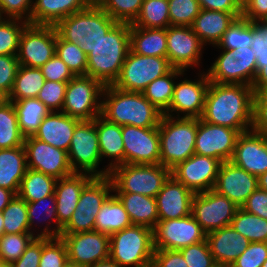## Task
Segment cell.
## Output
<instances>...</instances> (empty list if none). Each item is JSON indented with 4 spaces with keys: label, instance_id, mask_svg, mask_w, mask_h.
<instances>
[{
    "label": "cell",
    "instance_id": "cell-1",
    "mask_svg": "<svg viewBox=\"0 0 267 267\" xmlns=\"http://www.w3.org/2000/svg\"><path fill=\"white\" fill-rule=\"evenodd\" d=\"M252 86L210 82L201 120L236 129L239 133L252 128Z\"/></svg>",
    "mask_w": 267,
    "mask_h": 267
},
{
    "label": "cell",
    "instance_id": "cell-2",
    "mask_svg": "<svg viewBox=\"0 0 267 267\" xmlns=\"http://www.w3.org/2000/svg\"><path fill=\"white\" fill-rule=\"evenodd\" d=\"M101 116L111 123L140 128L158 127L163 112L142 92L122 91L106 85L102 92Z\"/></svg>",
    "mask_w": 267,
    "mask_h": 267
},
{
    "label": "cell",
    "instance_id": "cell-3",
    "mask_svg": "<svg viewBox=\"0 0 267 267\" xmlns=\"http://www.w3.org/2000/svg\"><path fill=\"white\" fill-rule=\"evenodd\" d=\"M130 50V24L116 23L87 54V73L104 86L118 79Z\"/></svg>",
    "mask_w": 267,
    "mask_h": 267
},
{
    "label": "cell",
    "instance_id": "cell-4",
    "mask_svg": "<svg viewBox=\"0 0 267 267\" xmlns=\"http://www.w3.org/2000/svg\"><path fill=\"white\" fill-rule=\"evenodd\" d=\"M116 23L93 1L85 10L59 21L55 28L63 40L76 43L87 55Z\"/></svg>",
    "mask_w": 267,
    "mask_h": 267
},
{
    "label": "cell",
    "instance_id": "cell-5",
    "mask_svg": "<svg viewBox=\"0 0 267 267\" xmlns=\"http://www.w3.org/2000/svg\"><path fill=\"white\" fill-rule=\"evenodd\" d=\"M160 164L172 169L195 154L197 118L163 114L158 125Z\"/></svg>",
    "mask_w": 267,
    "mask_h": 267
},
{
    "label": "cell",
    "instance_id": "cell-6",
    "mask_svg": "<svg viewBox=\"0 0 267 267\" xmlns=\"http://www.w3.org/2000/svg\"><path fill=\"white\" fill-rule=\"evenodd\" d=\"M153 230L136 224L110 235V255L120 267H151Z\"/></svg>",
    "mask_w": 267,
    "mask_h": 267
},
{
    "label": "cell",
    "instance_id": "cell-7",
    "mask_svg": "<svg viewBox=\"0 0 267 267\" xmlns=\"http://www.w3.org/2000/svg\"><path fill=\"white\" fill-rule=\"evenodd\" d=\"M113 193H138L156 197L171 176L161 164H122L110 171Z\"/></svg>",
    "mask_w": 267,
    "mask_h": 267
},
{
    "label": "cell",
    "instance_id": "cell-8",
    "mask_svg": "<svg viewBox=\"0 0 267 267\" xmlns=\"http://www.w3.org/2000/svg\"><path fill=\"white\" fill-rule=\"evenodd\" d=\"M68 154L69 165L73 173H87L93 177H105L110 171L99 168L101 160L95 119L81 121L74 130Z\"/></svg>",
    "mask_w": 267,
    "mask_h": 267
},
{
    "label": "cell",
    "instance_id": "cell-9",
    "mask_svg": "<svg viewBox=\"0 0 267 267\" xmlns=\"http://www.w3.org/2000/svg\"><path fill=\"white\" fill-rule=\"evenodd\" d=\"M112 192L110 176L93 177L82 189L76 210L62 228L61 234L93 231L97 214Z\"/></svg>",
    "mask_w": 267,
    "mask_h": 267
},
{
    "label": "cell",
    "instance_id": "cell-10",
    "mask_svg": "<svg viewBox=\"0 0 267 267\" xmlns=\"http://www.w3.org/2000/svg\"><path fill=\"white\" fill-rule=\"evenodd\" d=\"M104 87L90 76H74L67 83L61 112L80 121L94 120L101 115Z\"/></svg>",
    "mask_w": 267,
    "mask_h": 267
},
{
    "label": "cell",
    "instance_id": "cell-11",
    "mask_svg": "<svg viewBox=\"0 0 267 267\" xmlns=\"http://www.w3.org/2000/svg\"><path fill=\"white\" fill-rule=\"evenodd\" d=\"M172 68L167 58L142 56L129 50L113 86L122 91L142 92L149 83L167 74Z\"/></svg>",
    "mask_w": 267,
    "mask_h": 267
},
{
    "label": "cell",
    "instance_id": "cell-12",
    "mask_svg": "<svg viewBox=\"0 0 267 267\" xmlns=\"http://www.w3.org/2000/svg\"><path fill=\"white\" fill-rule=\"evenodd\" d=\"M57 31L52 25L28 23L19 39L17 59L20 65L40 68L56 51Z\"/></svg>",
    "mask_w": 267,
    "mask_h": 267
},
{
    "label": "cell",
    "instance_id": "cell-13",
    "mask_svg": "<svg viewBox=\"0 0 267 267\" xmlns=\"http://www.w3.org/2000/svg\"><path fill=\"white\" fill-rule=\"evenodd\" d=\"M239 207L211 189L195 193L192 200L191 214L202 230L208 234L217 229L230 226Z\"/></svg>",
    "mask_w": 267,
    "mask_h": 267
},
{
    "label": "cell",
    "instance_id": "cell-14",
    "mask_svg": "<svg viewBox=\"0 0 267 267\" xmlns=\"http://www.w3.org/2000/svg\"><path fill=\"white\" fill-rule=\"evenodd\" d=\"M206 240V233L192 214L170 220H158L153 229L154 250H180Z\"/></svg>",
    "mask_w": 267,
    "mask_h": 267
},
{
    "label": "cell",
    "instance_id": "cell-15",
    "mask_svg": "<svg viewBox=\"0 0 267 267\" xmlns=\"http://www.w3.org/2000/svg\"><path fill=\"white\" fill-rule=\"evenodd\" d=\"M239 132L230 127L214 125L197 118L195 154L231 161Z\"/></svg>",
    "mask_w": 267,
    "mask_h": 267
},
{
    "label": "cell",
    "instance_id": "cell-16",
    "mask_svg": "<svg viewBox=\"0 0 267 267\" xmlns=\"http://www.w3.org/2000/svg\"><path fill=\"white\" fill-rule=\"evenodd\" d=\"M65 242L69 263L90 266L109 258L110 236L96 230L74 234H61Z\"/></svg>",
    "mask_w": 267,
    "mask_h": 267
},
{
    "label": "cell",
    "instance_id": "cell-17",
    "mask_svg": "<svg viewBox=\"0 0 267 267\" xmlns=\"http://www.w3.org/2000/svg\"><path fill=\"white\" fill-rule=\"evenodd\" d=\"M124 164H160L158 127L122 126Z\"/></svg>",
    "mask_w": 267,
    "mask_h": 267
},
{
    "label": "cell",
    "instance_id": "cell-18",
    "mask_svg": "<svg viewBox=\"0 0 267 267\" xmlns=\"http://www.w3.org/2000/svg\"><path fill=\"white\" fill-rule=\"evenodd\" d=\"M28 169L61 179L73 174L69 165L68 154L33 136L24 138Z\"/></svg>",
    "mask_w": 267,
    "mask_h": 267
},
{
    "label": "cell",
    "instance_id": "cell-19",
    "mask_svg": "<svg viewBox=\"0 0 267 267\" xmlns=\"http://www.w3.org/2000/svg\"><path fill=\"white\" fill-rule=\"evenodd\" d=\"M221 161L198 154L178 163L171 169V175L194 193L214 188Z\"/></svg>",
    "mask_w": 267,
    "mask_h": 267
},
{
    "label": "cell",
    "instance_id": "cell-20",
    "mask_svg": "<svg viewBox=\"0 0 267 267\" xmlns=\"http://www.w3.org/2000/svg\"><path fill=\"white\" fill-rule=\"evenodd\" d=\"M204 46L191 26L167 27V59L173 68L187 71L200 66Z\"/></svg>",
    "mask_w": 267,
    "mask_h": 267
},
{
    "label": "cell",
    "instance_id": "cell-21",
    "mask_svg": "<svg viewBox=\"0 0 267 267\" xmlns=\"http://www.w3.org/2000/svg\"><path fill=\"white\" fill-rule=\"evenodd\" d=\"M198 77L194 81L184 78L179 83H175L172 102L163 114L174 115V117L201 118L210 81L205 71L200 72ZM173 112L177 115L175 116Z\"/></svg>",
    "mask_w": 267,
    "mask_h": 267
},
{
    "label": "cell",
    "instance_id": "cell-22",
    "mask_svg": "<svg viewBox=\"0 0 267 267\" xmlns=\"http://www.w3.org/2000/svg\"><path fill=\"white\" fill-rule=\"evenodd\" d=\"M258 188L257 176L248 173L231 161L222 162L213 190L226 196L238 207Z\"/></svg>",
    "mask_w": 267,
    "mask_h": 267
},
{
    "label": "cell",
    "instance_id": "cell-23",
    "mask_svg": "<svg viewBox=\"0 0 267 267\" xmlns=\"http://www.w3.org/2000/svg\"><path fill=\"white\" fill-rule=\"evenodd\" d=\"M231 162L257 177L265 173L267 171V136L252 129L240 133Z\"/></svg>",
    "mask_w": 267,
    "mask_h": 267
},
{
    "label": "cell",
    "instance_id": "cell-24",
    "mask_svg": "<svg viewBox=\"0 0 267 267\" xmlns=\"http://www.w3.org/2000/svg\"><path fill=\"white\" fill-rule=\"evenodd\" d=\"M194 195V192L171 175L155 197L159 220L179 219L190 215Z\"/></svg>",
    "mask_w": 267,
    "mask_h": 267
},
{
    "label": "cell",
    "instance_id": "cell-25",
    "mask_svg": "<svg viewBox=\"0 0 267 267\" xmlns=\"http://www.w3.org/2000/svg\"><path fill=\"white\" fill-rule=\"evenodd\" d=\"M206 240L215 263L228 267L248 247L250 241L231 226L206 234Z\"/></svg>",
    "mask_w": 267,
    "mask_h": 267
},
{
    "label": "cell",
    "instance_id": "cell-26",
    "mask_svg": "<svg viewBox=\"0 0 267 267\" xmlns=\"http://www.w3.org/2000/svg\"><path fill=\"white\" fill-rule=\"evenodd\" d=\"M92 178L93 176L87 173H73L57 179L54 195L58 223L62 228L69 222L78 205L82 189Z\"/></svg>",
    "mask_w": 267,
    "mask_h": 267
},
{
    "label": "cell",
    "instance_id": "cell-27",
    "mask_svg": "<svg viewBox=\"0 0 267 267\" xmlns=\"http://www.w3.org/2000/svg\"><path fill=\"white\" fill-rule=\"evenodd\" d=\"M80 122L61 111H53L42 120L33 137L68 152L75 127Z\"/></svg>",
    "mask_w": 267,
    "mask_h": 267
},
{
    "label": "cell",
    "instance_id": "cell-28",
    "mask_svg": "<svg viewBox=\"0 0 267 267\" xmlns=\"http://www.w3.org/2000/svg\"><path fill=\"white\" fill-rule=\"evenodd\" d=\"M94 0H33L30 24L55 26L73 13L85 10Z\"/></svg>",
    "mask_w": 267,
    "mask_h": 267
},
{
    "label": "cell",
    "instance_id": "cell-29",
    "mask_svg": "<svg viewBox=\"0 0 267 267\" xmlns=\"http://www.w3.org/2000/svg\"><path fill=\"white\" fill-rule=\"evenodd\" d=\"M240 17L242 14L201 9L191 28L204 45L212 44L215 47L225 31Z\"/></svg>",
    "mask_w": 267,
    "mask_h": 267
},
{
    "label": "cell",
    "instance_id": "cell-30",
    "mask_svg": "<svg viewBox=\"0 0 267 267\" xmlns=\"http://www.w3.org/2000/svg\"><path fill=\"white\" fill-rule=\"evenodd\" d=\"M98 134L101 160L105 157L112 160L106 168L112 171L115 167L124 164V143L122 140V126L111 123L101 115L95 118Z\"/></svg>",
    "mask_w": 267,
    "mask_h": 267
},
{
    "label": "cell",
    "instance_id": "cell-31",
    "mask_svg": "<svg viewBox=\"0 0 267 267\" xmlns=\"http://www.w3.org/2000/svg\"><path fill=\"white\" fill-rule=\"evenodd\" d=\"M27 159L23 146L0 149V187L18 194L21 181L26 174Z\"/></svg>",
    "mask_w": 267,
    "mask_h": 267
},
{
    "label": "cell",
    "instance_id": "cell-32",
    "mask_svg": "<svg viewBox=\"0 0 267 267\" xmlns=\"http://www.w3.org/2000/svg\"><path fill=\"white\" fill-rule=\"evenodd\" d=\"M130 50L142 56L167 58V28H142L130 24Z\"/></svg>",
    "mask_w": 267,
    "mask_h": 267
},
{
    "label": "cell",
    "instance_id": "cell-33",
    "mask_svg": "<svg viewBox=\"0 0 267 267\" xmlns=\"http://www.w3.org/2000/svg\"><path fill=\"white\" fill-rule=\"evenodd\" d=\"M123 204L132 224L154 229L158 223V208L154 197L138 193H115Z\"/></svg>",
    "mask_w": 267,
    "mask_h": 267
},
{
    "label": "cell",
    "instance_id": "cell-34",
    "mask_svg": "<svg viewBox=\"0 0 267 267\" xmlns=\"http://www.w3.org/2000/svg\"><path fill=\"white\" fill-rule=\"evenodd\" d=\"M40 208L42 209L41 211H40ZM27 215H28L30 233L33 236L35 235V237H42V238H59V237H61L62 227L58 223V217H57V212H56V199H55L54 194L47 196V197H44L38 201L27 203ZM36 217L41 218V219L39 218L40 220L37 219L39 222L42 220L45 222H46V220L48 221L44 225L45 227L42 229L43 231L41 230V232L40 233L38 232L37 234L34 233V231H35L34 227L35 226H33L34 223H35V225H37V223L34 221ZM51 223H54L55 226L54 227L51 226L50 225ZM50 227H53L54 229L50 228Z\"/></svg>",
    "mask_w": 267,
    "mask_h": 267
},
{
    "label": "cell",
    "instance_id": "cell-35",
    "mask_svg": "<svg viewBox=\"0 0 267 267\" xmlns=\"http://www.w3.org/2000/svg\"><path fill=\"white\" fill-rule=\"evenodd\" d=\"M132 225L120 200L112 194L97 214L94 230L112 235Z\"/></svg>",
    "mask_w": 267,
    "mask_h": 267
},
{
    "label": "cell",
    "instance_id": "cell-36",
    "mask_svg": "<svg viewBox=\"0 0 267 267\" xmlns=\"http://www.w3.org/2000/svg\"><path fill=\"white\" fill-rule=\"evenodd\" d=\"M15 107L18 125L24 137L33 136L50 110L37 98L11 101Z\"/></svg>",
    "mask_w": 267,
    "mask_h": 267
},
{
    "label": "cell",
    "instance_id": "cell-37",
    "mask_svg": "<svg viewBox=\"0 0 267 267\" xmlns=\"http://www.w3.org/2000/svg\"><path fill=\"white\" fill-rule=\"evenodd\" d=\"M184 72V70L172 68L167 74L149 83L142 91L143 96L164 113L172 102L176 83L174 80L183 76Z\"/></svg>",
    "mask_w": 267,
    "mask_h": 267
},
{
    "label": "cell",
    "instance_id": "cell-38",
    "mask_svg": "<svg viewBox=\"0 0 267 267\" xmlns=\"http://www.w3.org/2000/svg\"><path fill=\"white\" fill-rule=\"evenodd\" d=\"M56 181L50 175L27 169L17 195L27 203L38 201L54 194Z\"/></svg>",
    "mask_w": 267,
    "mask_h": 267
},
{
    "label": "cell",
    "instance_id": "cell-39",
    "mask_svg": "<svg viewBox=\"0 0 267 267\" xmlns=\"http://www.w3.org/2000/svg\"><path fill=\"white\" fill-rule=\"evenodd\" d=\"M45 83V77L40 68L19 66L14 86L6 98L8 101H17L26 98H37Z\"/></svg>",
    "mask_w": 267,
    "mask_h": 267
},
{
    "label": "cell",
    "instance_id": "cell-40",
    "mask_svg": "<svg viewBox=\"0 0 267 267\" xmlns=\"http://www.w3.org/2000/svg\"><path fill=\"white\" fill-rule=\"evenodd\" d=\"M24 138L13 103L4 99L0 103V149L23 146Z\"/></svg>",
    "mask_w": 267,
    "mask_h": 267
},
{
    "label": "cell",
    "instance_id": "cell-41",
    "mask_svg": "<svg viewBox=\"0 0 267 267\" xmlns=\"http://www.w3.org/2000/svg\"><path fill=\"white\" fill-rule=\"evenodd\" d=\"M233 50L222 49L206 72L210 82L218 84H240L239 59H235Z\"/></svg>",
    "mask_w": 267,
    "mask_h": 267
},
{
    "label": "cell",
    "instance_id": "cell-42",
    "mask_svg": "<svg viewBox=\"0 0 267 267\" xmlns=\"http://www.w3.org/2000/svg\"><path fill=\"white\" fill-rule=\"evenodd\" d=\"M230 226L250 242H267V219L239 207Z\"/></svg>",
    "mask_w": 267,
    "mask_h": 267
},
{
    "label": "cell",
    "instance_id": "cell-43",
    "mask_svg": "<svg viewBox=\"0 0 267 267\" xmlns=\"http://www.w3.org/2000/svg\"><path fill=\"white\" fill-rule=\"evenodd\" d=\"M131 25L142 28L170 26L168 0H144L139 15Z\"/></svg>",
    "mask_w": 267,
    "mask_h": 267
},
{
    "label": "cell",
    "instance_id": "cell-44",
    "mask_svg": "<svg viewBox=\"0 0 267 267\" xmlns=\"http://www.w3.org/2000/svg\"><path fill=\"white\" fill-rule=\"evenodd\" d=\"M4 234L30 233L27 202L15 195L2 211Z\"/></svg>",
    "mask_w": 267,
    "mask_h": 267
},
{
    "label": "cell",
    "instance_id": "cell-45",
    "mask_svg": "<svg viewBox=\"0 0 267 267\" xmlns=\"http://www.w3.org/2000/svg\"><path fill=\"white\" fill-rule=\"evenodd\" d=\"M253 41V22L243 17L237 18L225 31L218 42L217 49L235 50L240 47H249Z\"/></svg>",
    "mask_w": 267,
    "mask_h": 267
},
{
    "label": "cell",
    "instance_id": "cell-46",
    "mask_svg": "<svg viewBox=\"0 0 267 267\" xmlns=\"http://www.w3.org/2000/svg\"><path fill=\"white\" fill-rule=\"evenodd\" d=\"M55 53L68 66L74 76L86 75L87 55L76 43L67 42L57 34Z\"/></svg>",
    "mask_w": 267,
    "mask_h": 267
},
{
    "label": "cell",
    "instance_id": "cell-47",
    "mask_svg": "<svg viewBox=\"0 0 267 267\" xmlns=\"http://www.w3.org/2000/svg\"><path fill=\"white\" fill-rule=\"evenodd\" d=\"M118 23L132 24L140 13L144 0H94Z\"/></svg>",
    "mask_w": 267,
    "mask_h": 267
},
{
    "label": "cell",
    "instance_id": "cell-48",
    "mask_svg": "<svg viewBox=\"0 0 267 267\" xmlns=\"http://www.w3.org/2000/svg\"><path fill=\"white\" fill-rule=\"evenodd\" d=\"M27 21L15 18H0V55L17 56L19 39Z\"/></svg>",
    "mask_w": 267,
    "mask_h": 267
},
{
    "label": "cell",
    "instance_id": "cell-49",
    "mask_svg": "<svg viewBox=\"0 0 267 267\" xmlns=\"http://www.w3.org/2000/svg\"><path fill=\"white\" fill-rule=\"evenodd\" d=\"M34 238L35 236L31 233L3 234L0 236V262L11 264L18 260Z\"/></svg>",
    "mask_w": 267,
    "mask_h": 267
},
{
    "label": "cell",
    "instance_id": "cell-50",
    "mask_svg": "<svg viewBox=\"0 0 267 267\" xmlns=\"http://www.w3.org/2000/svg\"><path fill=\"white\" fill-rule=\"evenodd\" d=\"M170 26H191L201 11L198 0H168Z\"/></svg>",
    "mask_w": 267,
    "mask_h": 267
},
{
    "label": "cell",
    "instance_id": "cell-51",
    "mask_svg": "<svg viewBox=\"0 0 267 267\" xmlns=\"http://www.w3.org/2000/svg\"><path fill=\"white\" fill-rule=\"evenodd\" d=\"M68 260L65 242L59 238H42L39 267H64Z\"/></svg>",
    "mask_w": 267,
    "mask_h": 267
},
{
    "label": "cell",
    "instance_id": "cell-52",
    "mask_svg": "<svg viewBox=\"0 0 267 267\" xmlns=\"http://www.w3.org/2000/svg\"><path fill=\"white\" fill-rule=\"evenodd\" d=\"M67 83L45 80L37 99L46 105L50 112L61 111L64 104Z\"/></svg>",
    "mask_w": 267,
    "mask_h": 267
},
{
    "label": "cell",
    "instance_id": "cell-53",
    "mask_svg": "<svg viewBox=\"0 0 267 267\" xmlns=\"http://www.w3.org/2000/svg\"><path fill=\"white\" fill-rule=\"evenodd\" d=\"M188 267H211L215 264L207 240L191 244L179 250Z\"/></svg>",
    "mask_w": 267,
    "mask_h": 267
},
{
    "label": "cell",
    "instance_id": "cell-54",
    "mask_svg": "<svg viewBox=\"0 0 267 267\" xmlns=\"http://www.w3.org/2000/svg\"><path fill=\"white\" fill-rule=\"evenodd\" d=\"M234 51V58L239 59L240 84L252 86L257 75L256 55L249 47H240Z\"/></svg>",
    "mask_w": 267,
    "mask_h": 267
},
{
    "label": "cell",
    "instance_id": "cell-55",
    "mask_svg": "<svg viewBox=\"0 0 267 267\" xmlns=\"http://www.w3.org/2000/svg\"><path fill=\"white\" fill-rule=\"evenodd\" d=\"M267 259V242H250L230 267H262Z\"/></svg>",
    "mask_w": 267,
    "mask_h": 267
},
{
    "label": "cell",
    "instance_id": "cell-56",
    "mask_svg": "<svg viewBox=\"0 0 267 267\" xmlns=\"http://www.w3.org/2000/svg\"><path fill=\"white\" fill-rule=\"evenodd\" d=\"M19 66L17 56L0 55V93L5 98L13 89Z\"/></svg>",
    "mask_w": 267,
    "mask_h": 267
},
{
    "label": "cell",
    "instance_id": "cell-57",
    "mask_svg": "<svg viewBox=\"0 0 267 267\" xmlns=\"http://www.w3.org/2000/svg\"><path fill=\"white\" fill-rule=\"evenodd\" d=\"M33 0H0V18H15L30 23Z\"/></svg>",
    "mask_w": 267,
    "mask_h": 267
},
{
    "label": "cell",
    "instance_id": "cell-58",
    "mask_svg": "<svg viewBox=\"0 0 267 267\" xmlns=\"http://www.w3.org/2000/svg\"><path fill=\"white\" fill-rule=\"evenodd\" d=\"M40 69L45 80L48 81L68 82L74 77L68 66L56 53Z\"/></svg>",
    "mask_w": 267,
    "mask_h": 267
},
{
    "label": "cell",
    "instance_id": "cell-59",
    "mask_svg": "<svg viewBox=\"0 0 267 267\" xmlns=\"http://www.w3.org/2000/svg\"><path fill=\"white\" fill-rule=\"evenodd\" d=\"M42 254V237H35L21 257L12 262V267H39Z\"/></svg>",
    "mask_w": 267,
    "mask_h": 267
},
{
    "label": "cell",
    "instance_id": "cell-60",
    "mask_svg": "<svg viewBox=\"0 0 267 267\" xmlns=\"http://www.w3.org/2000/svg\"><path fill=\"white\" fill-rule=\"evenodd\" d=\"M151 267H188L179 250H154Z\"/></svg>",
    "mask_w": 267,
    "mask_h": 267
},
{
    "label": "cell",
    "instance_id": "cell-61",
    "mask_svg": "<svg viewBox=\"0 0 267 267\" xmlns=\"http://www.w3.org/2000/svg\"><path fill=\"white\" fill-rule=\"evenodd\" d=\"M245 211L267 219V191L257 188L241 207Z\"/></svg>",
    "mask_w": 267,
    "mask_h": 267
},
{
    "label": "cell",
    "instance_id": "cell-62",
    "mask_svg": "<svg viewBox=\"0 0 267 267\" xmlns=\"http://www.w3.org/2000/svg\"><path fill=\"white\" fill-rule=\"evenodd\" d=\"M242 17L250 22H263L267 19V0H246L242 4Z\"/></svg>",
    "mask_w": 267,
    "mask_h": 267
},
{
    "label": "cell",
    "instance_id": "cell-63",
    "mask_svg": "<svg viewBox=\"0 0 267 267\" xmlns=\"http://www.w3.org/2000/svg\"><path fill=\"white\" fill-rule=\"evenodd\" d=\"M201 9L242 14V4L238 0H198Z\"/></svg>",
    "mask_w": 267,
    "mask_h": 267
},
{
    "label": "cell",
    "instance_id": "cell-64",
    "mask_svg": "<svg viewBox=\"0 0 267 267\" xmlns=\"http://www.w3.org/2000/svg\"><path fill=\"white\" fill-rule=\"evenodd\" d=\"M251 129L267 136V105L255 94L253 98V122Z\"/></svg>",
    "mask_w": 267,
    "mask_h": 267
},
{
    "label": "cell",
    "instance_id": "cell-65",
    "mask_svg": "<svg viewBox=\"0 0 267 267\" xmlns=\"http://www.w3.org/2000/svg\"><path fill=\"white\" fill-rule=\"evenodd\" d=\"M257 63V75L252 84V88L267 87V62Z\"/></svg>",
    "mask_w": 267,
    "mask_h": 267
},
{
    "label": "cell",
    "instance_id": "cell-66",
    "mask_svg": "<svg viewBox=\"0 0 267 267\" xmlns=\"http://www.w3.org/2000/svg\"><path fill=\"white\" fill-rule=\"evenodd\" d=\"M266 48L267 45L264 40L263 32L257 27V23L253 22V41L251 43L252 49Z\"/></svg>",
    "mask_w": 267,
    "mask_h": 267
},
{
    "label": "cell",
    "instance_id": "cell-67",
    "mask_svg": "<svg viewBox=\"0 0 267 267\" xmlns=\"http://www.w3.org/2000/svg\"><path fill=\"white\" fill-rule=\"evenodd\" d=\"M14 196L15 194L11 190L0 187V212L4 210Z\"/></svg>",
    "mask_w": 267,
    "mask_h": 267
},
{
    "label": "cell",
    "instance_id": "cell-68",
    "mask_svg": "<svg viewBox=\"0 0 267 267\" xmlns=\"http://www.w3.org/2000/svg\"><path fill=\"white\" fill-rule=\"evenodd\" d=\"M88 267H120V266L109 257Z\"/></svg>",
    "mask_w": 267,
    "mask_h": 267
},
{
    "label": "cell",
    "instance_id": "cell-69",
    "mask_svg": "<svg viewBox=\"0 0 267 267\" xmlns=\"http://www.w3.org/2000/svg\"><path fill=\"white\" fill-rule=\"evenodd\" d=\"M252 50L255 52L256 62H267V47Z\"/></svg>",
    "mask_w": 267,
    "mask_h": 267
},
{
    "label": "cell",
    "instance_id": "cell-70",
    "mask_svg": "<svg viewBox=\"0 0 267 267\" xmlns=\"http://www.w3.org/2000/svg\"><path fill=\"white\" fill-rule=\"evenodd\" d=\"M254 94L267 105V87L253 88Z\"/></svg>",
    "mask_w": 267,
    "mask_h": 267
},
{
    "label": "cell",
    "instance_id": "cell-71",
    "mask_svg": "<svg viewBox=\"0 0 267 267\" xmlns=\"http://www.w3.org/2000/svg\"><path fill=\"white\" fill-rule=\"evenodd\" d=\"M258 188L267 191V171L257 177Z\"/></svg>",
    "mask_w": 267,
    "mask_h": 267
},
{
    "label": "cell",
    "instance_id": "cell-72",
    "mask_svg": "<svg viewBox=\"0 0 267 267\" xmlns=\"http://www.w3.org/2000/svg\"><path fill=\"white\" fill-rule=\"evenodd\" d=\"M257 27L263 32L264 40L267 45V25L264 22H257Z\"/></svg>",
    "mask_w": 267,
    "mask_h": 267
},
{
    "label": "cell",
    "instance_id": "cell-73",
    "mask_svg": "<svg viewBox=\"0 0 267 267\" xmlns=\"http://www.w3.org/2000/svg\"><path fill=\"white\" fill-rule=\"evenodd\" d=\"M4 234V224H3V215L2 212H0V236Z\"/></svg>",
    "mask_w": 267,
    "mask_h": 267
},
{
    "label": "cell",
    "instance_id": "cell-74",
    "mask_svg": "<svg viewBox=\"0 0 267 267\" xmlns=\"http://www.w3.org/2000/svg\"><path fill=\"white\" fill-rule=\"evenodd\" d=\"M64 267H86V266H82V265H75V264H72V263H67Z\"/></svg>",
    "mask_w": 267,
    "mask_h": 267
},
{
    "label": "cell",
    "instance_id": "cell-75",
    "mask_svg": "<svg viewBox=\"0 0 267 267\" xmlns=\"http://www.w3.org/2000/svg\"><path fill=\"white\" fill-rule=\"evenodd\" d=\"M0 267H12L10 263L0 262Z\"/></svg>",
    "mask_w": 267,
    "mask_h": 267
},
{
    "label": "cell",
    "instance_id": "cell-76",
    "mask_svg": "<svg viewBox=\"0 0 267 267\" xmlns=\"http://www.w3.org/2000/svg\"><path fill=\"white\" fill-rule=\"evenodd\" d=\"M211 267H228V266L223 265V264H219V263H215V264L212 265Z\"/></svg>",
    "mask_w": 267,
    "mask_h": 267
},
{
    "label": "cell",
    "instance_id": "cell-77",
    "mask_svg": "<svg viewBox=\"0 0 267 267\" xmlns=\"http://www.w3.org/2000/svg\"><path fill=\"white\" fill-rule=\"evenodd\" d=\"M4 99H6V98L0 93V103H1Z\"/></svg>",
    "mask_w": 267,
    "mask_h": 267
},
{
    "label": "cell",
    "instance_id": "cell-78",
    "mask_svg": "<svg viewBox=\"0 0 267 267\" xmlns=\"http://www.w3.org/2000/svg\"><path fill=\"white\" fill-rule=\"evenodd\" d=\"M262 267H267V259H266V261L263 263Z\"/></svg>",
    "mask_w": 267,
    "mask_h": 267
},
{
    "label": "cell",
    "instance_id": "cell-79",
    "mask_svg": "<svg viewBox=\"0 0 267 267\" xmlns=\"http://www.w3.org/2000/svg\"><path fill=\"white\" fill-rule=\"evenodd\" d=\"M241 4H243L246 0H238Z\"/></svg>",
    "mask_w": 267,
    "mask_h": 267
}]
</instances>
